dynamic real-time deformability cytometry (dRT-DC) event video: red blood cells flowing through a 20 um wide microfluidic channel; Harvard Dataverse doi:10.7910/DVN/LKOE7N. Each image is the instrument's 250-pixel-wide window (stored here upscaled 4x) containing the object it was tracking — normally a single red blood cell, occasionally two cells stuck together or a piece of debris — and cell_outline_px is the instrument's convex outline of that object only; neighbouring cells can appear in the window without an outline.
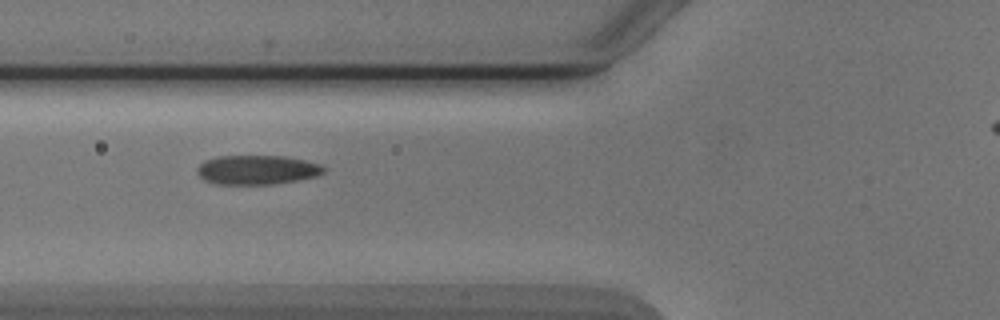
{"species": "Egyptian fruit bat (a non-hibernating species)", "species_latin": "Rousettus aegyptiacus", "temperature_condition": "cold", "stored_images_in_passage": 3, "camera_frame_rate_fps": 3000, "um_per_image_px": 0.085, "animal": {"sex": "male"}, "frame": {"image": 1, "passage_image": 3, "time_ms": 2.333, "image_size_px": [1000, 320], "cell_outline_px": [[324, 172], [316, 176], [296, 180], [272, 184], [216, 184], [204, 180], [196, 172], [196, 168], [204, 160], [220, 156], [284, 156], [304, 160], [320, 164], [324, 168]], "centroid_in_image_um": [21.81, 14.43], "position_along_channel_um": 104.0, "area_um2": 21.5}}